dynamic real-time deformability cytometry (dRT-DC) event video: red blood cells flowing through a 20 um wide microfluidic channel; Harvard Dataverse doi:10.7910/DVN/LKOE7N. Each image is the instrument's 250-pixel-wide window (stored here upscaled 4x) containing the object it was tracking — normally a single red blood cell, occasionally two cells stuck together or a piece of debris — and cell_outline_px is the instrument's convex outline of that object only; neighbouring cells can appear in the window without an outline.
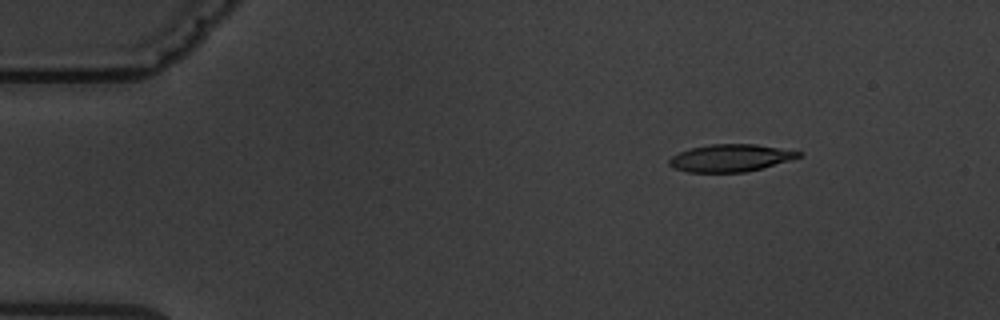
{"species": "common noctule bat (a hibernating species)", "species_latin": "Nyctalus noctula", "temperature_condition": "warm", "stored_images_in_passage": 5, "camera_frame_rate_fps": 3000, "um_per_image_px": 0.085, "animal": {"sex": "male", "body_mass_g": 19.5, "forearm_length_mm": 54.6}, "frame": {"image": 1, "passage_image": 2, "time_ms": 1.0, "image_size_px": [1000, 320], "cell_outline_px": [[804, 152], [800, 156], [788, 160], [760, 168], [744, 172], [688, 172], [676, 168], [668, 164], [668, 160], [672, 156], [680, 152], [692, 148], [712, 144], [756, 144]], "centroid_in_image_um": [62.07, 13.42], "position_along_channel_um": 22.9, "area_um2": 20.23}}
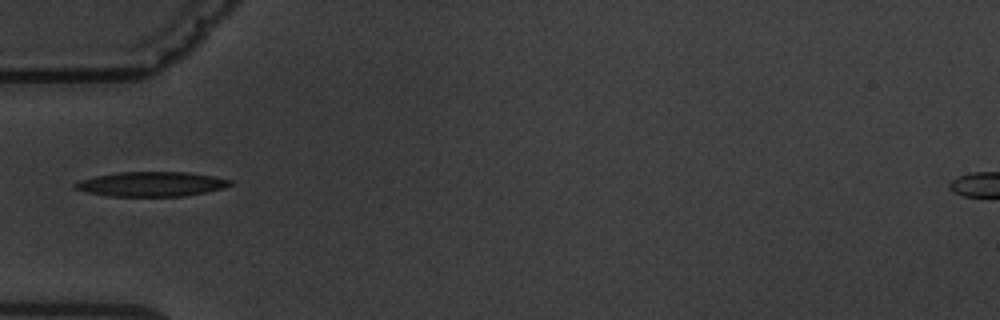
{"frame": {"image": 2, "passage_image": 5, "time_ms": 4.667, "image_size_px": [1000, 320], "cell_outline_px": [[232, 184], [224, 188], [184, 196], [108, 196], [88, 192], [72, 188], [72, 184], [80, 180], [96, 176], [116, 172], [188, 172], [212, 176], [232, 180]], "centroid_in_image_um": [12.84, 15.64], "position_along_channel_um": 72.2, "area_um2": 22.25}}